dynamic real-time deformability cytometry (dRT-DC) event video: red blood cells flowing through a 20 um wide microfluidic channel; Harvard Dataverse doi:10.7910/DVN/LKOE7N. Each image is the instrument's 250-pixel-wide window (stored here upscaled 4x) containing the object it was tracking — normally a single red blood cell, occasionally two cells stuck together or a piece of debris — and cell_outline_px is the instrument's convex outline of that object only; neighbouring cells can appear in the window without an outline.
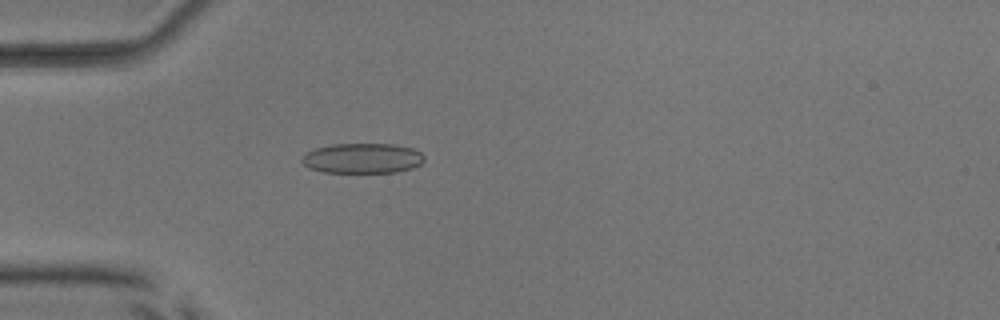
{"species": "common noctule bat (a hibernating species)", "species_latin": "Nyctalus noctula", "temperature_condition": "room temperature", "stored_images_in_passage": 53, "camera_frame_rate_fps": 3000, "um_per_image_px": 0.085, "animal": {"sex": "male", "body_mass_g": 17.9, "forearm_length_mm": 54.2}, "frame": {"image": 1, "passage_image": 16, "time_ms": 5.0, "image_size_px": [1000, 320], "cell_outline_px": [[424, 160], [420, 164], [412, 168], [396, 172], [324, 172], [308, 168], [300, 160], [300, 156], [304, 152], [316, 148], [332, 144], [392, 144], [412, 148], [420, 152], [424, 156]], "centroid_in_image_um": [30.76, 13.45], "position_along_channel_um": 54.2, "area_um2": 21.56}}
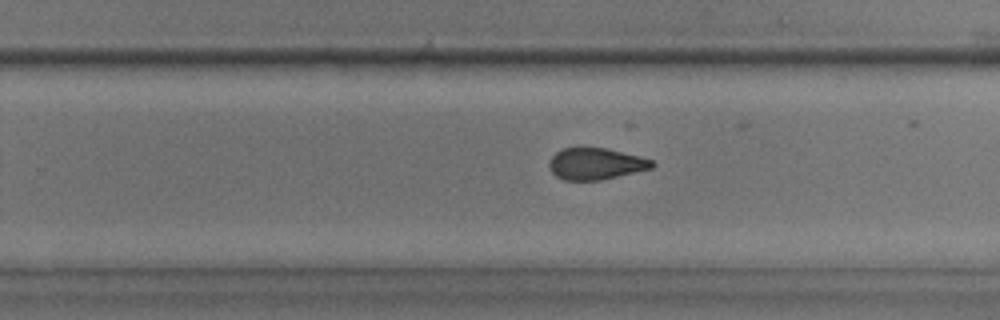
{"frame": {"image": 2, "passage_image": 34, "time_ms": 11.0, "image_size_px": [1000, 320], "cell_outline_px": [[656, 164], [652, 168], [600, 180], [564, 180], [556, 176], [552, 172], [548, 164], [552, 156], [556, 152], [564, 148], [604, 148], [640, 156], [652, 160]], "centroid_in_image_um": [50.63, 13.92], "position_along_channel_um": 279.2, "area_um2": 18.73}}
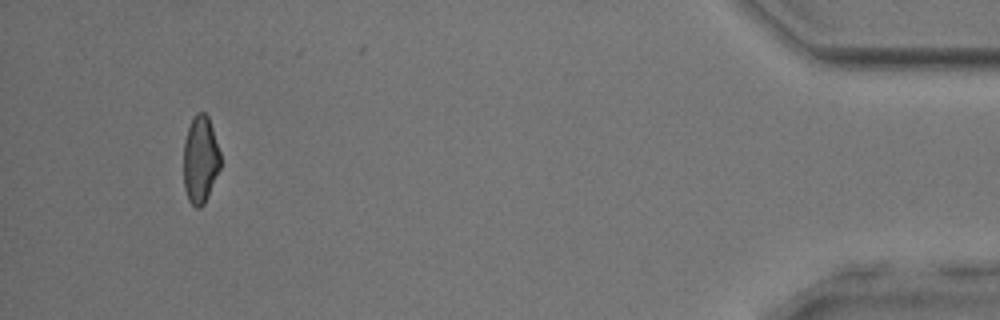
{"frame": {"image": 3, "passage_image": 50, "time_ms": 16.333, "image_size_px": [1000, 320], "cell_outline_px": [[220, 168], [208, 196], [204, 204], [200, 208], [196, 208], [188, 200], [184, 188], [184, 140], [188, 128], [196, 112], [204, 112], [208, 116], [220, 152]], "centroid_in_image_um": [17.02, 13.58], "position_along_channel_um": 418.2, "area_um2": 18.73}, "authors_computed_cell_mechanics": {"area_um2": 20.1722, "velocity_mm_per_s": 3.914, "shape_relaxation_time_tau1_ms": null, "shape_relaxation_time_tau2_ms": 1.66, "deformation_change_tau1": null, "deformation_change_tau2": 0.0788}}